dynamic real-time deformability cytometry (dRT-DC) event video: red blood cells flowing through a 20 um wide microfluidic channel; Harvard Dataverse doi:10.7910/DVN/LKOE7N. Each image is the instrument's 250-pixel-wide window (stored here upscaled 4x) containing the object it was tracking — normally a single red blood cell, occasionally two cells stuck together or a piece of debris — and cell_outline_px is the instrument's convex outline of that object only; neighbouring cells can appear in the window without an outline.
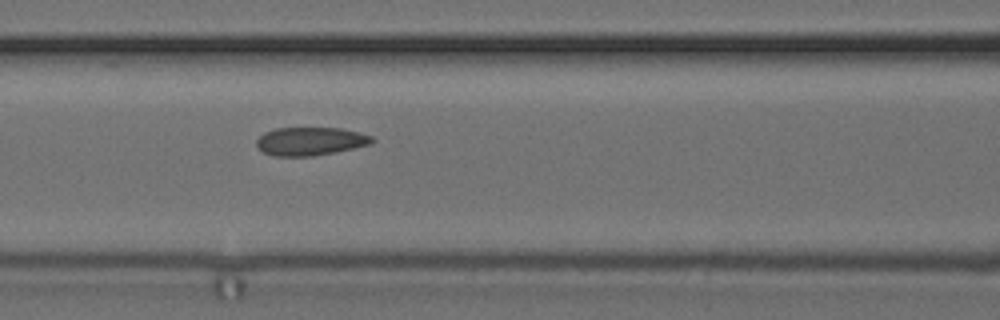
{"species": "common noctule bat (a hibernating species)", "species_latin": "Nyctalus noctula", "temperature_condition": "cold", "stored_images_in_passage": 7, "segment_of_instrument_passage": [1, 2], "camera_frame_rate_fps": 3000, "um_per_image_px": 0.085, "animal": {"sex": "female", "body_mass_g": 24.6, "forearm_length_mm": 56.2}, "frame": {"image": 1, "passage_image": 6, "time_ms": 6.333, "image_size_px": [1000, 320], "cell_outline_px": [[376, 140], [372, 144], [336, 152], [312, 156], [272, 156], [264, 152], [256, 144], [256, 140], [264, 132], [276, 128], [340, 128], [372, 136]], "centroid_in_image_um": [26.39, 12.01], "position_along_channel_um": 140.2, "area_um2": 19.02}}